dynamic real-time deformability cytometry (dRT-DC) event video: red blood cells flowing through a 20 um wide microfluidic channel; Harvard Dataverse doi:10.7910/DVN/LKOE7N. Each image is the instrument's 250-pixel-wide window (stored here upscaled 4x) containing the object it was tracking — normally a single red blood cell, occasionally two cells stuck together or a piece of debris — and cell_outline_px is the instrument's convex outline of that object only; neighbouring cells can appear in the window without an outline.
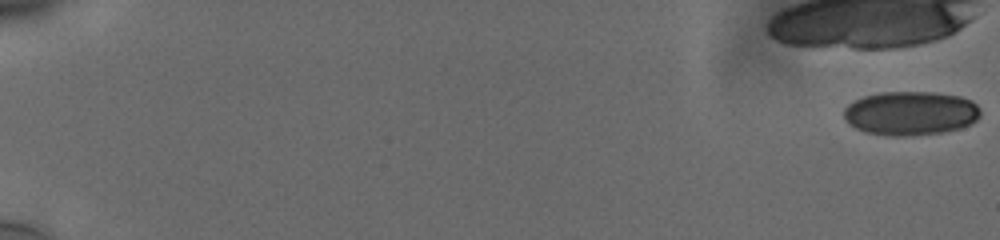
{"species": "human", "species_latin": "Homo sapiens", "temperature_condition": "cold", "stored_images_in_passage": 14, "camera_frame_rate_fps": 3000, "um_per_image_px": 0.085, "donor": {"sex": "male"}, "frame": {"image": 1, "passage_image": 1, "time_ms": 0.0, "image_size_px": [1000, 240], "cell_outline_px": [[980, 116], [972, 124], [960, 128], [944, 132], [904, 136], [892, 136], [864, 132], [848, 124], [844, 120], [844, 108], [848, 104], [864, 96], [880, 92], [932, 92], [960, 96], [972, 100], [980, 108]], "centroid_in_image_um": [77.4, 9.62], "position_along_channel_um": 7.6, "area_um2": 35.26}}